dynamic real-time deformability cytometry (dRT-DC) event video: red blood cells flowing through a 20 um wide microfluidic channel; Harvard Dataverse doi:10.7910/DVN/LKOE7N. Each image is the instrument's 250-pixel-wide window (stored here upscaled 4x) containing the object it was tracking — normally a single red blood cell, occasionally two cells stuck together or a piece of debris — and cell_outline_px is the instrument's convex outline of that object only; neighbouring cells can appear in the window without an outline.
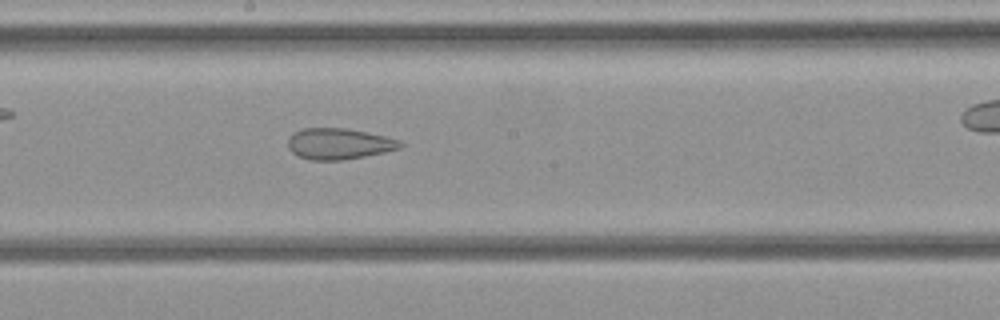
{"species": "common noctule bat (a hibernating species)", "species_latin": "Nyctalus noctula", "temperature_condition": "cold", "stored_images_in_passage": 31, "camera_frame_rate_fps": 3000, "um_per_image_px": 0.085, "animal": {"sex": "female", "body_mass_g": 21.9}, "frame": {"image": 1, "passage_image": 14, "time_ms": 4.333, "image_size_px": [1000, 320], "cell_outline_px": [[404, 144], [400, 148], [384, 152], [344, 160], [312, 160], [296, 156], [288, 148], [288, 140], [296, 132], [304, 128], [344, 128], [384, 136], [400, 140]], "centroid_in_image_um": [28.8, 12.23], "position_along_channel_um": 219.4, "area_um2": 20.11}}